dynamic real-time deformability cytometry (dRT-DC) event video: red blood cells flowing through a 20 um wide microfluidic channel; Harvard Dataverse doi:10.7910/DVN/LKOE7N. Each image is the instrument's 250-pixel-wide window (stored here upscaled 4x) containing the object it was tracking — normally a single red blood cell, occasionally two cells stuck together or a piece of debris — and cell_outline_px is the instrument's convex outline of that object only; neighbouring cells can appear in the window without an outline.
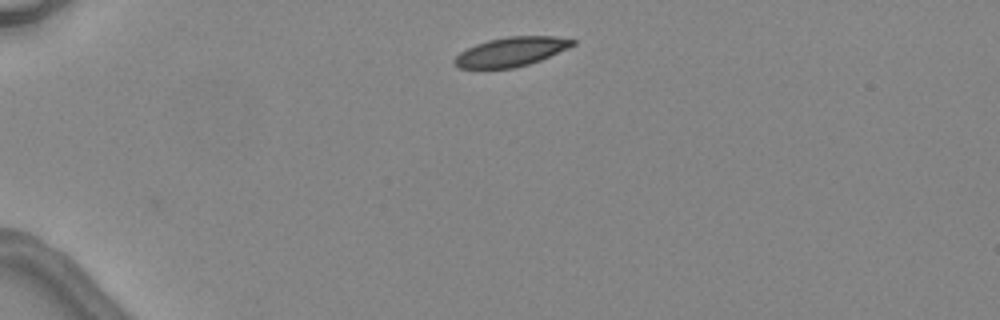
{"species": "common noctule bat (a hibernating species)", "species_latin": "Nyctalus noctula", "temperature_condition": "warm", "stored_images_in_passage": 2, "camera_frame_rate_fps": 3000, "um_per_image_px": 0.085, "animal": {"sex": "female", "body_mass_g": 24.6, "forearm_length_mm": 56.2}, "frame": {"image": 1, "passage_image": 1, "time_ms": 0.0, "image_size_px": [1000, 320], "cell_outline_px": [[576, 44], [568, 48], [540, 60], [528, 64], [512, 68], [460, 68], [452, 64], [452, 60], [460, 52], [476, 44], [488, 40], [508, 36], [556, 36], [576, 40]], "centroid_in_image_um": [43.44, 4.39], "position_along_channel_um": 41.6, "area_um2": 20.06}}
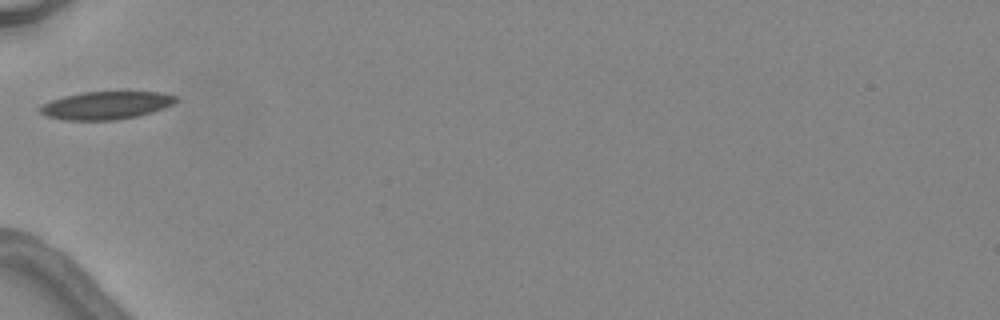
{"frame": {"image": 2, "passage_image": 2, "time_ms": 2.0, "image_size_px": [1000, 320], "cell_outline_px": [[176, 100], [172, 104], [164, 108], [152, 112], [136, 116], [116, 120], [64, 120], [48, 116], [40, 112], [36, 108], [40, 104], [64, 96], [84, 92], [160, 92], [176, 96]], "centroid_in_image_um": [8.97, 8.96], "position_along_channel_um": 76.0, "area_um2": 21.96}}